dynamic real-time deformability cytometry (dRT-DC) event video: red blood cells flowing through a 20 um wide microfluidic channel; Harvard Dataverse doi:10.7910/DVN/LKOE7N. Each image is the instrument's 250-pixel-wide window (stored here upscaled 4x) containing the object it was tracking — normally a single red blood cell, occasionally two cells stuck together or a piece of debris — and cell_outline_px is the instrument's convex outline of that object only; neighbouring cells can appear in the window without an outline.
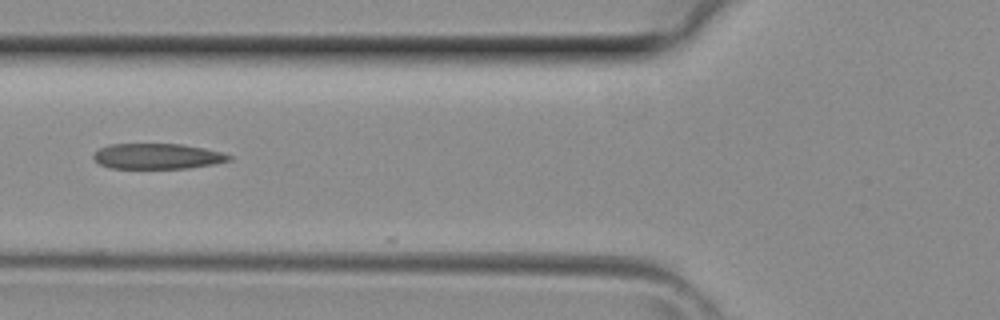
{"species": "common noctule bat (a hibernating species)", "species_latin": "Nyctalus noctula", "temperature_condition": "room temperature", "stored_images_in_passage": 5, "camera_frame_rate_fps": 3000, "um_per_image_px": 0.085, "animal": {"sex": "female", "body_mass_g": 29.2, "forearm_length_mm": 56.3}, "frame": {"image": 1, "passage_image": 5, "time_ms": 1.333, "image_size_px": [1000, 320], "cell_outline_px": [[232, 160], [216, 164], [188, 168], [108, 168], [100, 164], [92, 156], [100, 148], [112, 144], [180, 144], [204, 148], [224, 152], [232, 156]], "centroid_in_image_um": [13.44, 13.28], "position_along_channel_um": 112.4, "area_um2": 20.17}}